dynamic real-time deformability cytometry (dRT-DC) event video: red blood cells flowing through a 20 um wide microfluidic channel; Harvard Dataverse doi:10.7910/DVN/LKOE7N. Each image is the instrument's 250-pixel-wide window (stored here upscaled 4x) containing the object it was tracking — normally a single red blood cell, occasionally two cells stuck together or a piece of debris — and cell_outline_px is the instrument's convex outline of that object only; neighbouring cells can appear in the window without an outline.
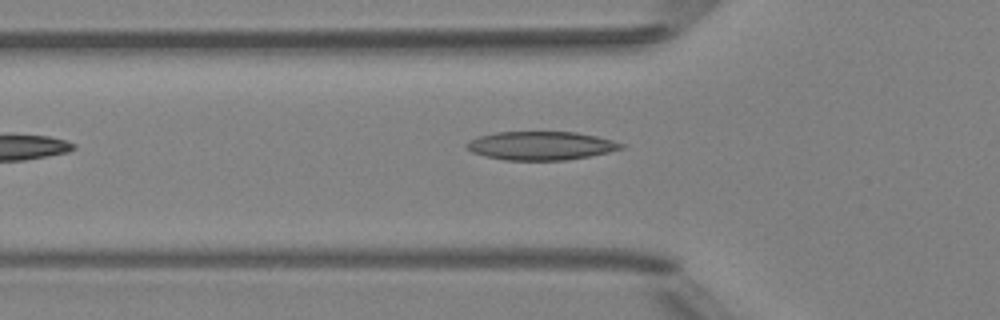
{"species": "Egyptian fruit bat (a non-hibernating species)", "species_latin": "Rousettus aegyptiacus", "temperature_condition": "room temperature", "stored_images_in_passage": 4, "camera_frame_rate_fps": 3000, "um_per_image_px": 0.085, "animal": {"sex": "female"}, "frame": {"image": 1, "passage_image": 4, "time_ms": 4.333, "image_size_px": [1000, 320], "cell_outline_px": [[624, 148], [608, 152], [588, 156], [564, 160], [504, 160], [484, 156], [472, 152], [464, 148], [464, 144], [468, 140], [480, 136], [496, 132], [576, 132], [596, 136], [612, 140], [624, 144]], "centroid_in_image_um": [45.92, 12.38], "position_along_channel_um": 79.9, "area_um2": 25.72}}